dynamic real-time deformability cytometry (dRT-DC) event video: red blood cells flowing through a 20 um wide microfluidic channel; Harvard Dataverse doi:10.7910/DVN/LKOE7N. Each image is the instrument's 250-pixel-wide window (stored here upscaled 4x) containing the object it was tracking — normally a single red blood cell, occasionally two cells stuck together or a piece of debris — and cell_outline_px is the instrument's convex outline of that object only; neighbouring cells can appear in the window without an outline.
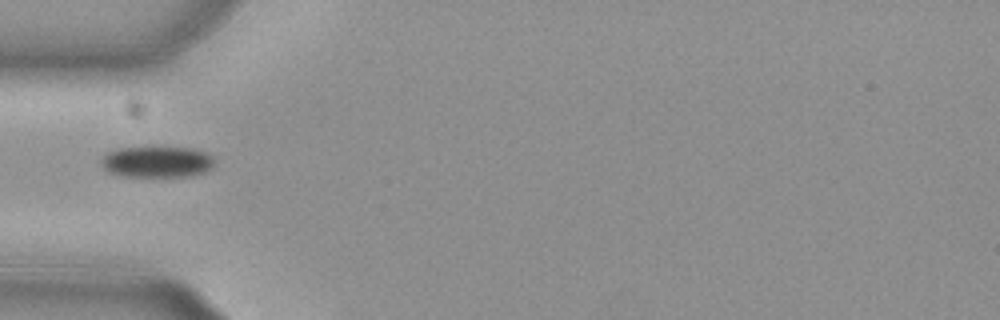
{"species": "common noctule bat (a hibernating species)", "species_latin": "Nyctalus noctula", "temperature_condition": "cold", "stored_images_in_passage": 23, "camera_frame_rate_fps": 3000, "um_per_image_px": 0.085, "animal": {"sex": "female", "body_mass_g": 29.2, "forearm_length_mm": 56.3}, "frame": {"image": 1, "passage_image": 1, "time_ms": 0.0, "image_size_px": [1000, 320], "cell_outline_px": [[212, 168], [204, 172], [188, 176], [124, 176], [108, 172], [100, 164], [100, 160], [108, 152], [120, 148], [192, 148], [204, 152], [212, 156]], "centroid_in_image_um": [13.31, 13.76], "position_along_channel_um": 71.7, "area_um2": 20.23}}
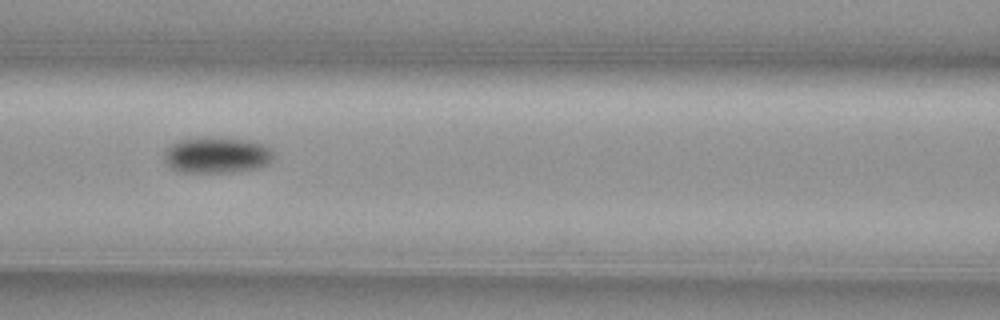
{"frame": {"image": 2, "passage_image": 7, "time_ms": 2.0, "image_size_px": [1000, 320], "cell_outline_px": [[272, 156], [264, 164], [256, 168], [232, 172], [180, 172], [172, 168], [164, 160], [164, 152], [172, 144], [180, 140], [204, 136], [248, 140], [264, 144], [272, 152]], "centroid_in_image_um": [18.37, 13.17], "position_along_channel_um": 148.2, "area_um2": 22.72}}
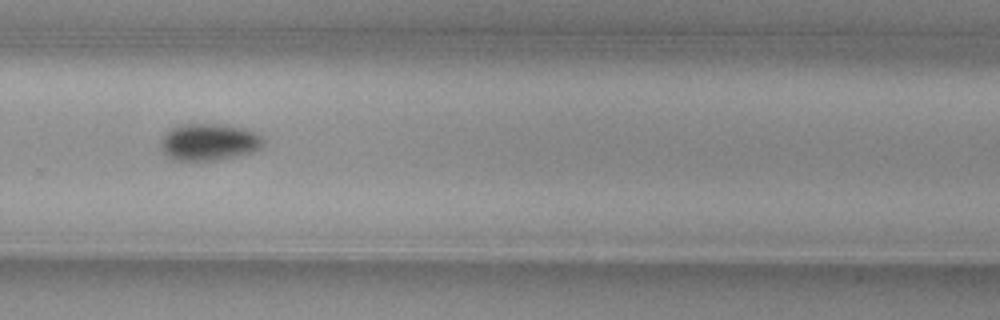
{"frame": {"image": 3, "passage_image": 20, "time_ms": 6.333, "image_size_px": [1000, 320], "cell_outline_px": [[264, 140], [260, 148], [248, 152], [216, 160], [176, 160], [168, 156], [164, 152], [160, 144], [160, 140], [172, 128], [180, 124], [216, 124], [244, 128], [256, 132]], "centroid_in_image_um": [17.74, 12.06], "position_along_channel_um": 312.1, "area_um2": 21.56}}